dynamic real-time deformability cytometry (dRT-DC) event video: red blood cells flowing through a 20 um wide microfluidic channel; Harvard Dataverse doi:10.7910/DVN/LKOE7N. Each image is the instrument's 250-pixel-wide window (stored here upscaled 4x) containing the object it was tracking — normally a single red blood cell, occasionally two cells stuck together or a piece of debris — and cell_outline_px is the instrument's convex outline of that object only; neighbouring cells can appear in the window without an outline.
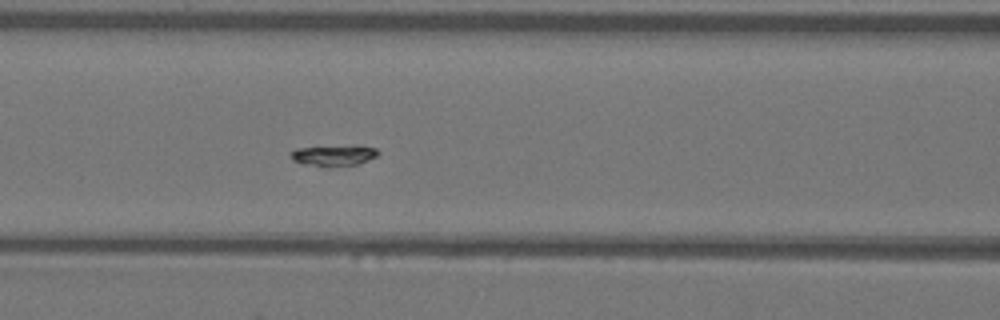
{"species": "Egyptian fruit bat (a non-hibernating species)", "species_latin": "Rousettus aegyptiacus", "temperature_condition": "warm", "stored_images_in_passage": 53, "camera_frame_rate_fps": 3000, "um_per_image_px": 0.085, "animal": {"sex": "female"}, "frame": {"image": 1, "passage_image": 22, "time_ms": 7.0, "image_size_px": [1000, 320], "cell_outline_px": [[380, 152], [376, 156], [356, 164], [328, 168], [300, 164], [292, 160], [292, 152], [296, 148], [356, 144], [376, 148]], "centroid_in_image_um": [28.36, 13.2], "position_along_channel_um": 138.2, "area_um2": 11.04}}
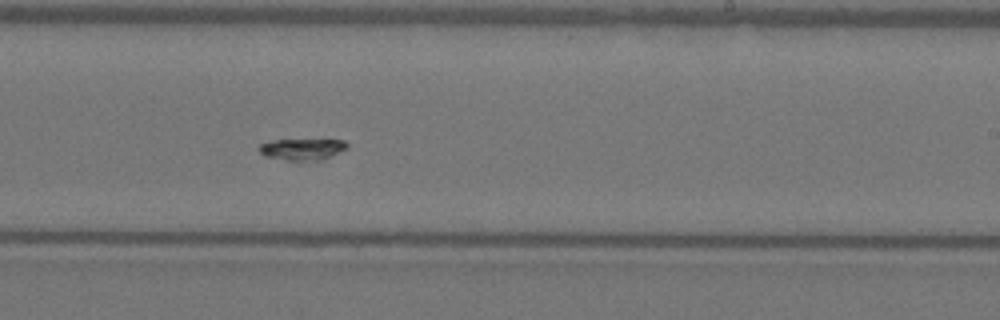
{"frame": {"image": 2, "passage_image": 32, "time_ms": 10.333, "image_size_px": [1000, 320], "cell_outline_px": [[348, 148], [320, 160], [288, 160], [264, 156], [256, 148], [260, 144], [272, 140], [344, 140], [348, 144]], "centroid_in_image_um": [25.65, 12.67], "position_along_channel_um": 263.4, "area_um2": 10.87}}
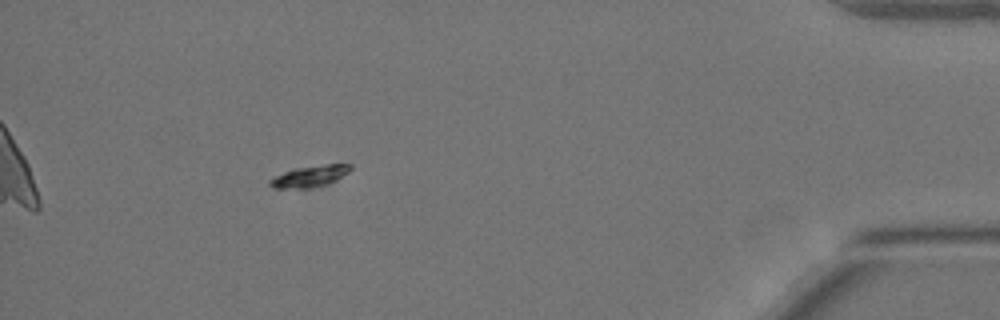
{"frame": {"image": 3, "passage_image": 48, "time_ms": 15.667, "image_size_px": [1000, 320], "cell_outline_px": [[352, 168], [348, 172], [336, 180], [328, 184], [312, 188], [272, 188], [268, 184], [268, 180], [292, 168], [328, 164], [352, 164]], "centroid_in_image_um": [26.32, 14.98], "position_along_channel_um": 408.9, "area_um2": 10.12}}